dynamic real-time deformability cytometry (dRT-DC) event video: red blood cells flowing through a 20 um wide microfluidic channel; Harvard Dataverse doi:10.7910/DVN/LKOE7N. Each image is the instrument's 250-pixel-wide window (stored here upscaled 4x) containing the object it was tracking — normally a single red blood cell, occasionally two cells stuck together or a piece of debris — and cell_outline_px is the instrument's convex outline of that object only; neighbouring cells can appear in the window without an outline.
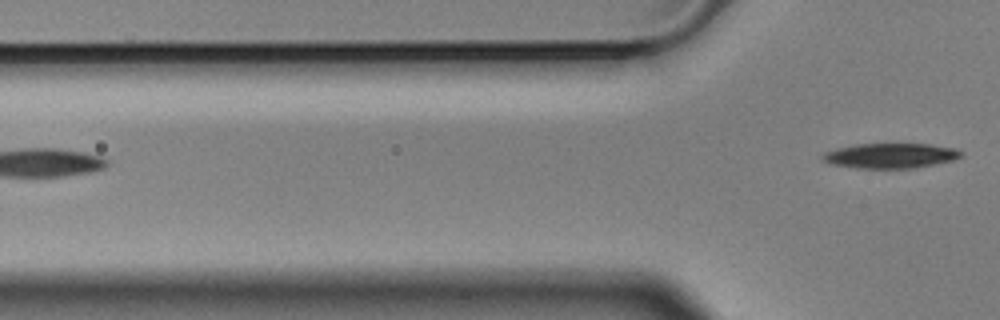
{"species": "Egyptian fruit bat (a non-hibernating species)", "species_latin": "Rousettus aegyptiacus", "temperature_condition": "cold", "stored_images_in_passage": 2, "camera_frame_rate_fps": 3000, "um_per_image_px": 0.085, "animal": {"sex": "male"}, "frame": {"image": 1, "passage_image": 2, "time_ms": 0.333, "image_size_px": [1000, 320], "cell_outline_px": [[960, 156], [952, 160], [912, 168], [856, 168], [828, 164], [820, 160], [820, 156], [824, 152], [836, 148], [856, 144], [928, 144], [952, 148], [960, 152]], "centroid_in_image_um": [75.54, 13.24], "position_along_channel_um": 50.3, "area_um2": 20.0}}